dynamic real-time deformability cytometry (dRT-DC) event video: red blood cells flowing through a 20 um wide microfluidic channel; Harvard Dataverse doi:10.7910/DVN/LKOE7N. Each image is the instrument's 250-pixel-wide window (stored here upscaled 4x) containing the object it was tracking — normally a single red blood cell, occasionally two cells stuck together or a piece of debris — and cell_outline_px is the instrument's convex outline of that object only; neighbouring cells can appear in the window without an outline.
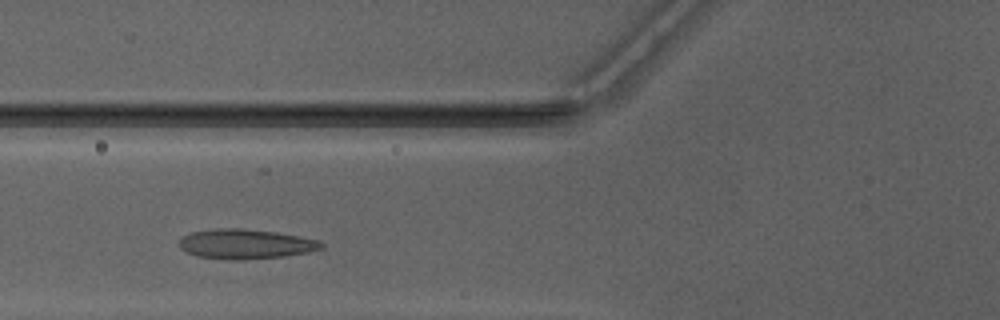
{"species": "Egyptian fruit bat (a non-hibernating species)", "species_latin": "Rousettus aegyptiacus", "temperature_condition": "warm", "stored_images_in_passage": 29, "camera_frame_rate_fps": 3000, "um_per_image_px": 0.085, "animal": {"sex": "male"}, "frame": {"image": 1, "passage_image": 8, "time_ms": 2.333, "image_size_px": [1000, 320], "cell_outline_px": [[324, 248], [308, 252], [284, 256], [244, 260], [224, 260], [196, 256], [180, 248], [180, 240], [184, 236], [192, 232], [216, 228], [240, 228], [276, 232], [300, 236], [320, 240], [324, 244]], "centroid_in_image_um": [20.9, 20.75], "position_along_channel_um": 104.9, "area_um2": 24.8}}
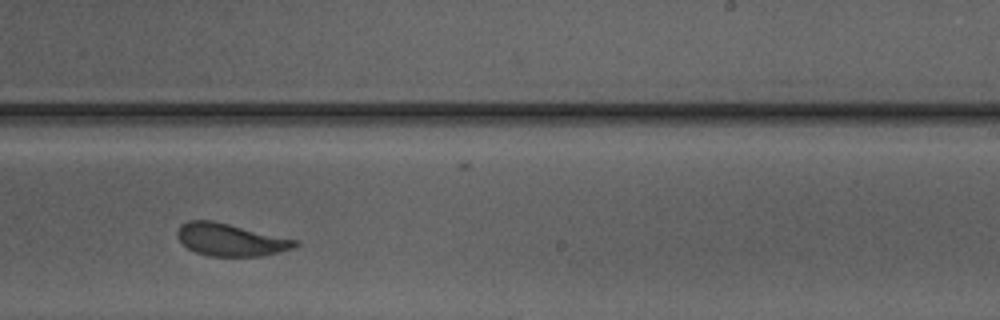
{"frame": {"image": 2, "passage_image": 20, "time_ms": 6.333, "image_size_px": [1000, 320], "cell_outline_px": [[300, 244], [292, 248], [260, 256], [208, 256], [196, 252], [188, 248], [176, 236], [176, 232], [180, 224], [188, 220], [212, 220], [296, 240]], "centroid_in_image_um": [19.53, 20.37], "position_along_channel_um": 269.5, "area_um2": 21.96}}
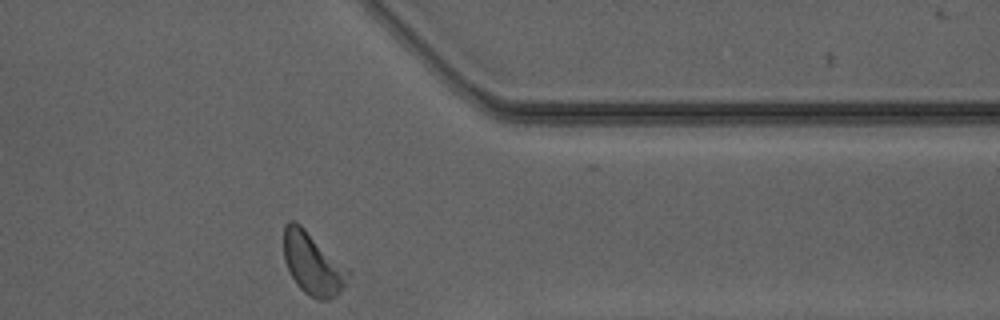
{"frame": {"image": 3, "passage_image": 29, "time_ms": 9.333, "image_size_px": [1000, 320], "cell_outline_px": [[352, 272], [340, 292], [336, 296], [328, 300], [316, 300], [304, 292], [296, 284], [284, 260], [284, 224], [288, 220], [292, 220], [300, 224], [348, 268]], "centroid_in_image_um": [26.59, 22.42], "position_along_channel_um": 384.8, "area_um2": 23.35}, "authors_computed_cell_mechanics": {"area_um2": 22.3686, "velocity_mm_per_s": 4.1228, "shape_relaxation_time_tau1_ms": 2.7978, "shape_relaxation_time_tau2_ms": 0.903, "deformation_change_tau1": 0.1161, "deformation_change_tau2": 0.0798}}